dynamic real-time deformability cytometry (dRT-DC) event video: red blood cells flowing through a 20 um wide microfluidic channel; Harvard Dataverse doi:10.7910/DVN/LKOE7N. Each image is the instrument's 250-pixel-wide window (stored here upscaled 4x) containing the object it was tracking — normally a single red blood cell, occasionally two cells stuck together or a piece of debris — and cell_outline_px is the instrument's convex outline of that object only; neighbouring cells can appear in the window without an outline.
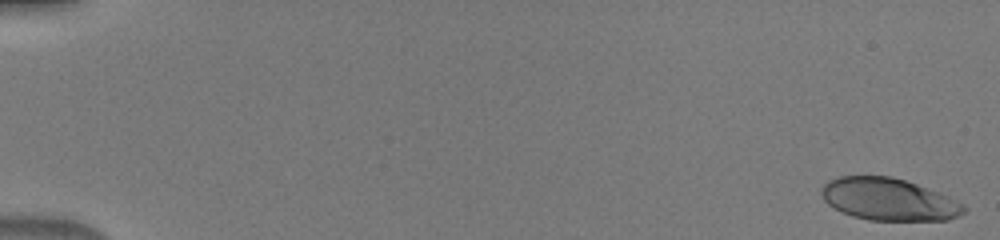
{"species": "human", "species_latin": "Homo sapiens", "temperature_condition": "warm", "stored_images_in_passage": 22, "camera_frame_rate_fps": 3000, "um_per_image_px": 0.085, "donor": {"sex": "male"}, "frame": {"image": 1, "passage_image": 1, "time_ms": 0.0, "image_size_px": [1000, 240], "cell_outline_px": [[968, 208], [960, 216], [948, 220], [868, 220], [852, 216], [828, 204], [824, 200], [820, 192], [820, 188], [828, 180], [840, 176], [892, 176], [916, 184], [948, 196], [964, 204]], "centroid_in_image_um": [75.54, 16.94], "position_along_channel_um": 9.5, "area_um2": 35.03}}
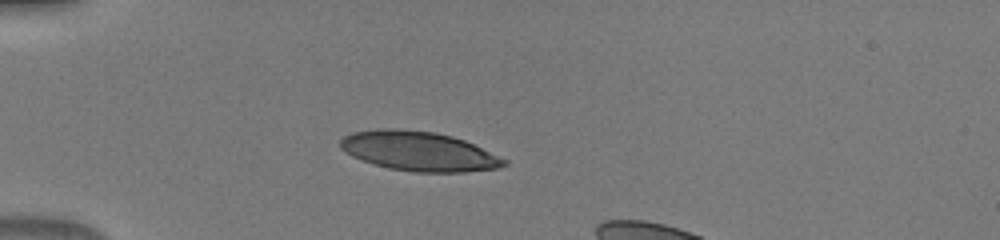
{"frame": {"image": 2, "passage_image": 10, "time_ms": 3.0, "image_size_px": [1000, 240], "cell_outline_px": [[508, 164], [496, 168], [464, 172], [416, 172], [388, 168], [352, 156], [340, 148], [340, 140], [344, 136], [352, 132], [380, 128], [396, 128], [436, 132], [452, 136], [464, 140], [508, 160]], "centroid_in_image_um": [35.59, 12.84], "position_along_channel_um": 49.4, "area_um2": 37.51}}
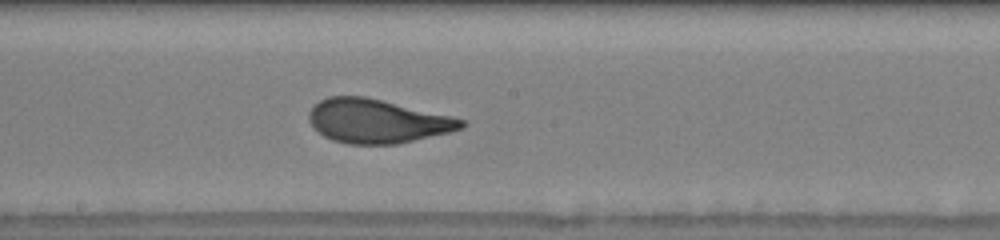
{"frame": {"image": 3, "passage_image": 22, "time_ms": 7.0, "image_size_px": [1000, 240], "cell_outline_px": [[468, 124], [464, 128], [448, 132], [396, 144], [348, 144], [332, 140], [324, 136], [308, 120], [308, 112], [320, 100], [328, 96], [364, 96], [452, 116], [464, 120]], "centroid_in_image_um": [32.06, 10.29], "position_along_channel_um": 216.1, "area_um2": 38.67}}